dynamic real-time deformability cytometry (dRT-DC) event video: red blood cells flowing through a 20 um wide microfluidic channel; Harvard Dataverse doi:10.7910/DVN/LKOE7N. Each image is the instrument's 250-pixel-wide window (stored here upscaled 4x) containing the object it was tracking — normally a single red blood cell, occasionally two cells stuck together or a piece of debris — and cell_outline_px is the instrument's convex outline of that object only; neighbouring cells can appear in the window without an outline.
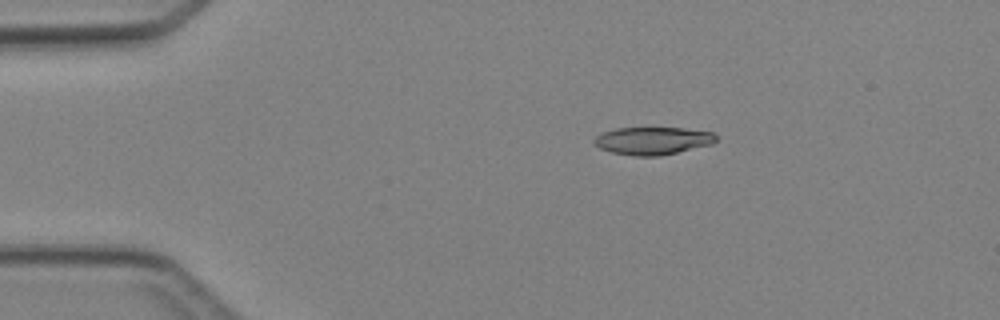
{"species": "Egyptian fruit bat (a non-hibernating species)", "species_latin": "Rousettus aegyptiacus", "temperature_condition": "cold", "stored_images_in_passage": 2, "camera_frame_rate_fps": 3000, "um_per_image_px": 0.085, "animal": {"sex": "female"}, "frame": {"image": 1, "passage_image": 1, "time_ms": 0.0, "image_size_px": [1000, 320], "cell_outline_px": [[716, 140], [712, 144], [660, 156], [632, 156], [612, 152], [600, 148], [592, 140], [596, 136], [604, 132], [616, 128], [680, 128], [712, 132], [716, 136]], "centroid_in_image_um": [55.47, 11.97], "position_along_channel_um": 29.5, "area_um2": 19.48}}